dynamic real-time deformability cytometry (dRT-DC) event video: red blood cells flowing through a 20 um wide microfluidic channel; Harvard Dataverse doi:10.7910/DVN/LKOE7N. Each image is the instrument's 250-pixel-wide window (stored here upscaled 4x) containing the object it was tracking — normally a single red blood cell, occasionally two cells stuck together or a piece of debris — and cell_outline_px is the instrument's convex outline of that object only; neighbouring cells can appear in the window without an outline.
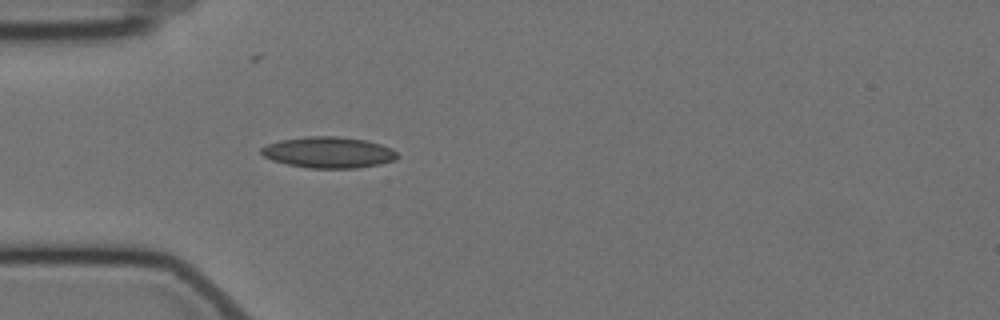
{"species": "Egyptian fruit bat (a non-hibernating species)", "species_latin": "Rousettus aegyptiacus", "temperature_condition": "cold", "stored_images_in_passage": 4, "camera_frame_rate_fps": 3000, "um_per_image_px": 0.085, "animal": {"sex": "female"}, "frame": {"image": 1, "passage_image": 4, "time_ms": 3.667, "image_size_px": [1000, 320], "cell_outline_px": [[400, 156], [396, 160], [380, 164], [356, 168], [308, 168], [288, 164], [272, 160], [264, 156], [260, 152], [260, 148], [268, 144], [280, 140], [304, 136], [340, 136], [364, 140], [380, 144], [392, 148]], "centroid_in_image_um": [27.94, 12.95], "position_along_channel_um": 57.1, "area_um2": 24.8}}